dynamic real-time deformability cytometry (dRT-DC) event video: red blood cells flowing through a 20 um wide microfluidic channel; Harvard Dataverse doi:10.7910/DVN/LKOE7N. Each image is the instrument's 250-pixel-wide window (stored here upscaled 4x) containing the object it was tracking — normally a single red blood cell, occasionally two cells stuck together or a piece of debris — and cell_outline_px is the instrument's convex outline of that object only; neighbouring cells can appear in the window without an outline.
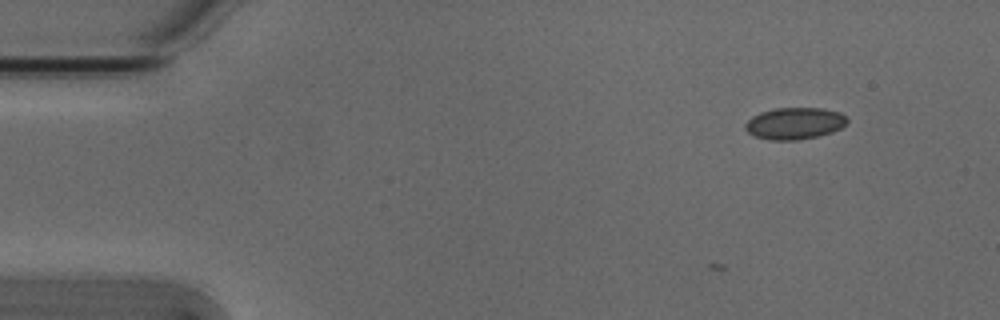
{"species": "Egyptian fruit bat (a non-hibernating species)", "species_latin": "Rousettus aegyptiacus", "temperature_condition": "cold", "stored_images_in_passage": 2, "camera_frame_rate_fps": 3000, "um_per_image_px": 0.085, "animal": {"sex": "male"}, "frame": {"image": 1, "passage_image": 2, "time_ms": 0.333, "image_size_px": [1000, 320], "cell_outline_px": [[848, 120], [840, 128], [832, 132], [816, 136], [796, 140], [768, 140], [756, 136], [748, 132], [744, 128], [744, 124], [752, 116], [760, 112], [776, 108], [824, 108], [840, 112]], "centroid_in_image_um": [67.51, 10.48], "position_along_channel_um": 17.5, "area_um2": 18.79}}